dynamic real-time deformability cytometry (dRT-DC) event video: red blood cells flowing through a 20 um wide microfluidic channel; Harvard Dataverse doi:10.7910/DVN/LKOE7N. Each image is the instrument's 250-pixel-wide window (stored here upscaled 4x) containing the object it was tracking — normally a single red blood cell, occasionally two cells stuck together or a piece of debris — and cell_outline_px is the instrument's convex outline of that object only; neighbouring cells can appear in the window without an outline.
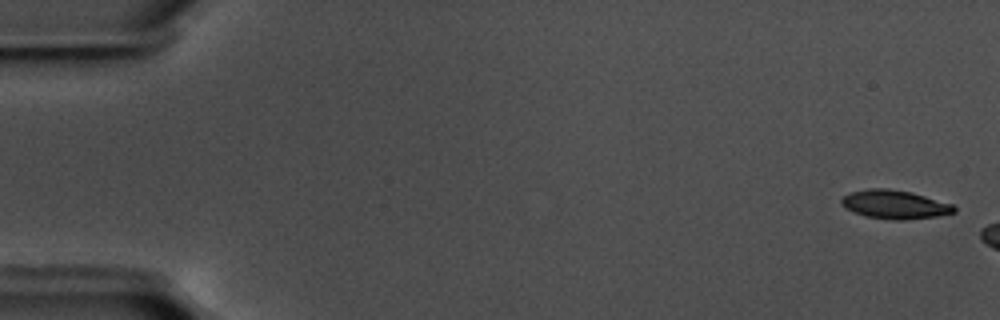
{"species": "common noctule bat (a hibernating species)", "species_latin": "Nyctalus noctula", "temperature_condition": "warm", "stored_images_in_passage": 9, "camera_frame_rate_fps": 3000, "um_per_image_px": 0.085, "animal": {"sex": "male", "body_mass_g": 17.5, "forearm_length_mm": 52.3}, "frame": {"image": 1, "passage_image": 2, "time_ms": 0.333, "image_size_px": [1000, 320], "cell_outline_px": [[952, 212], [920, 216], [880, 216], [864, 212], [856, 208], [872, 192], [900, 192], [916, 196], [952, 208]], "centroid_in_image_um": [76.53, 17.45], "position_along_channel_um": 8.5, "area_um2": 11.85}}